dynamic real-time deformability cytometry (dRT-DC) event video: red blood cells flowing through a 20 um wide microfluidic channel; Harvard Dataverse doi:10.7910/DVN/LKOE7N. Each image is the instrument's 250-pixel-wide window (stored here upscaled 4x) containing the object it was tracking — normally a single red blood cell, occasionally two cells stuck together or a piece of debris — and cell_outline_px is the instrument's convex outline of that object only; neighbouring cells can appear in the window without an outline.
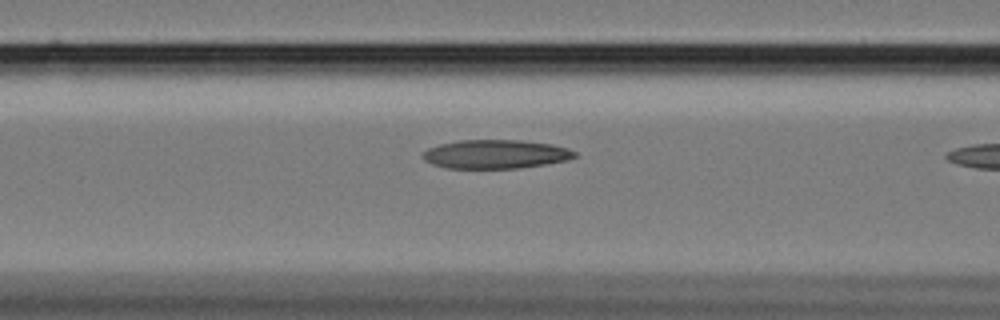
{"species": "Egyptian fruit bat (a non-hibernating species)", "species_latin": "Rousettus aegyptiacus", "temperature_condition": "cold", "stored_images_in_passage": 7, "camera_frame_rate_fps": 3000, "um_per_image_px": 0.085, "animal": {"sex": "female"}, "frame": {"image": 1, "passage_image": 6, "time_ms": 1.667, "image_size_px": [1000, 320], "cell_outline_px": [[576, 156], [568, 160], [520, 168], [448, 168], [432, 164], [424, 160], [424, 152], [428, 148], [440, 144], [460, 140], [520, 140], [552, 144], [568, 148], [576, 152]], "centroid_in_image_um": [42.15, 13.1], "position_along_channel_um": 124.5, "area_um2": 25.37}}